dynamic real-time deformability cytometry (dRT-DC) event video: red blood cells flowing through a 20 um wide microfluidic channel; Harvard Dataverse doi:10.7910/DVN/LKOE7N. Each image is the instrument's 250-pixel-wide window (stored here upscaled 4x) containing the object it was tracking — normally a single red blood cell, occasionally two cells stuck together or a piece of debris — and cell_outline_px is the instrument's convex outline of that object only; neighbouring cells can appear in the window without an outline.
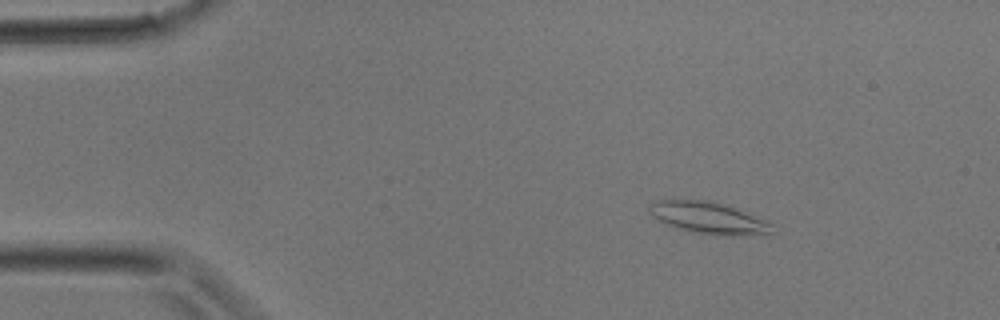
{"species": "common noctule bat (a hibernating species)", "species_latin": "Nyctalus noctula", "temperature_condition": "room temperature", "stored_images_in_passage": 2, "camera_frame_rate_fps": 3000, "um_per_image_px": 0.085, "animal": {"sex": "male", "body_mass_g": 17.9}, "frame": {"image": 1, "passage_image": 1, "time_ms": 0.0, "image_size_px": [1000, 320], "cell_outline_px": [[772, 224], [768, 232], [732, 236], [696, 232], [680, 228], [668, 224], [660, 220], [648, 208], [652, 204], [660, 200], [704, 200], [720, 204], [768, 220]], "centroid_in_image_um": [60.23, 18.51], "position_along_channel_um": 24.8, "area_um2": 21.39}}